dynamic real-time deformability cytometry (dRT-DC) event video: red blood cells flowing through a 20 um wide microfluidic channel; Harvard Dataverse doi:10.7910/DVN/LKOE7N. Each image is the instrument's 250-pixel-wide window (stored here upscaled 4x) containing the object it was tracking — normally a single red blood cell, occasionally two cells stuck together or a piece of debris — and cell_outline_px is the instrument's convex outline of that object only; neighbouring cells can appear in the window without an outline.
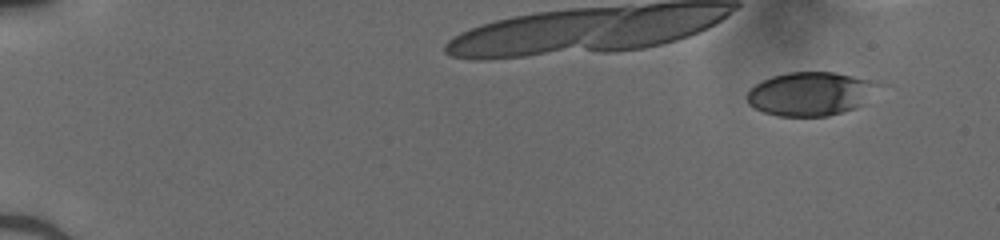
{"species": "human", "species_latin": "Homo sapiens", "temperature_condition": "cold", "stored_images_in_passage": 40, "camera_frame_rate_fps": 3000, "um_per_image_px": 0.085, "donor": {"sex": "male"}, "frame": {"image": 1, "passage_image": 1, "time_ms": 0.0, "image_size_px": [1000, 240], "cell_outline_px": [[892, 84], [868, 104], [844, 112], [828, 116], [776, 116], [764, 112], [748, 104], [748, 92], [756, 84], [772, 76], [788, 72], [832, 72]], "centroid_in_image_um": [69.13, 7.97], "position_along_channel_um": 15.9, "area_um2": 34.56}}
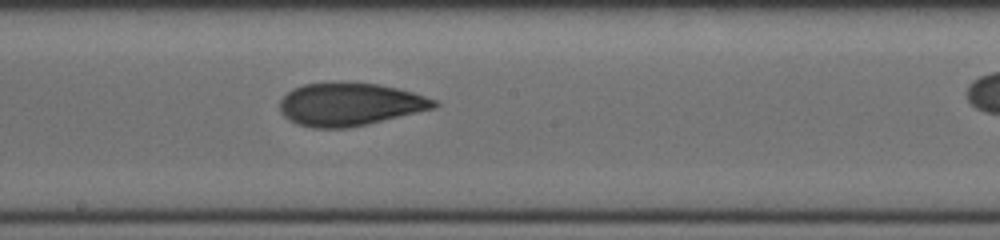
{"frame": {"image": 2, "passage_image": 27, "time_ms": 8.667, "image_size_px": [1000, 240], "cell_outline_px": [[440, 104], [432, 108], [368, 124], [344, 128], [312, 128], [296, 124], [288, 120], [280, 112], [280, 100], [292, 88], [304, 84], [376, 84], [396, 88], [412, 92], [436, 100]], "centroid_in_image_um": [29.68, 8.9], "position_along_channel_um": 218.5, "area_um2": 37.8}}
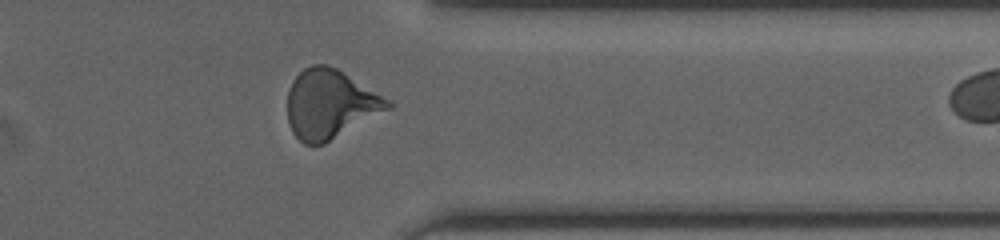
{"frame": {"image": 3, "passage_image": 39, "time_ms": 12.667, "image_size_px": [1000, 240], "cell_outline_px": [[392, 108], [324, 144], [304, 144], [292, 132], [288, 124], [288, 92], [292, 80], [304, 68], [312, 64], [324, 64], [336, 68], [388, 100], [392, 104]], "centroid_in_image_um": [28.02, 8.86], "position_along_channel_um": 383.4, "area_um2": 39.88}}